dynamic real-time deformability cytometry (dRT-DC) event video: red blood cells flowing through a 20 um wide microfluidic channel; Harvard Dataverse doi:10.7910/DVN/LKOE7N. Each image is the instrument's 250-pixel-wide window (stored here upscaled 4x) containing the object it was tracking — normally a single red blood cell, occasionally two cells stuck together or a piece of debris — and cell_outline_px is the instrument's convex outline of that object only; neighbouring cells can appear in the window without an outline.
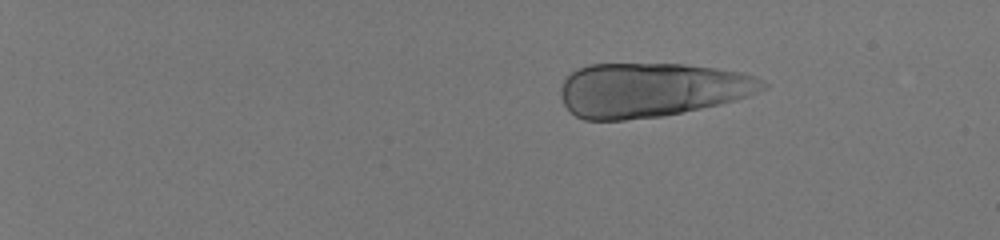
{"species": "human", "species_latin": "Homo sapiens", "temperature_condition": "room temperature", "stored_images_in_passage": 29, "camera_frame_rate_fps": 3000, "um_per_image_px": 0.085, "donor": {"sex": "male"}, "frame": {"image": 1, "passage_image": 11, "time_ms": 3.333, "image_size_px": [1000, 240], "cell_outline_px": [[768, 84], [764, 88], [748, 96], [736, 100], [720, 104], [664, 116], [624, 120], [584, 120], [576, 116], [564, 104], [560, 96], [560, 88], [564, 80], [576, 68], [588, 64], [684, 64], [716, 68], [740, 72], [752, 76]], "centroid_in_image_um": [55.32, 7.64], "position_along_channel_um": 29.7, "area_um2": 63.93}}